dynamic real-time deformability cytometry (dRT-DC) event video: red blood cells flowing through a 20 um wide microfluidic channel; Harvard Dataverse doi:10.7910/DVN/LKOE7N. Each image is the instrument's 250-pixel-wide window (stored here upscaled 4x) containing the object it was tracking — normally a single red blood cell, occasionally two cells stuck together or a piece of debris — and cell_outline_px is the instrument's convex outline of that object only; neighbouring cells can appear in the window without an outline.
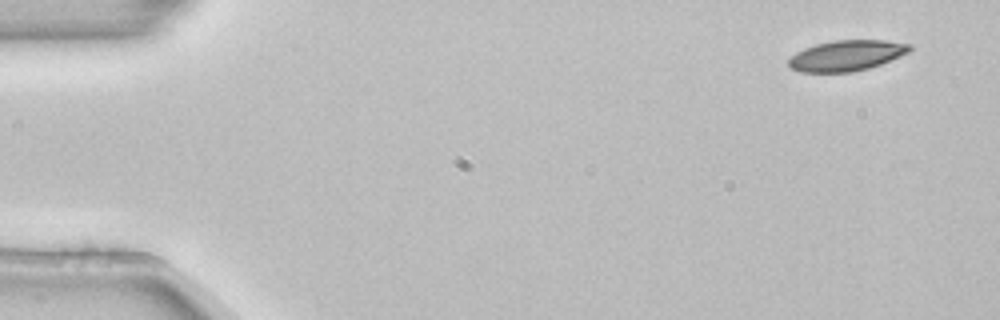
{"species": "common noctule bat (a hibernating species)", "species_latin": "Nyctalus noctula", "temperature_condition": "room temperature", "stored_images_in_passage": 6, "camera_frame_rate_fps": 3000, "um_per_image_px": 0.085, "animal": {"sex": "female", "body_mass_g": 22.7, "forearm_length_mm": 54.2}, "frame": {"image": 1, "passage_image": 1, "time_ms": 0.0, "image_size_px": [1000, 320], "cell_outline_px": [[912, 48], [908, 52], [900, 56], [880, 64], [868, 68], [852, 72], [800, 72], [792, 68], [788, 64], [788, 60], [796, 52], [804, 48], [816, 44], [836, 40], [884, 40], [912, 44]], "centroid_in_image_um": [71.96, 4.72], "position_along_channel_um": 13.0, "area_um2": 21.5}}
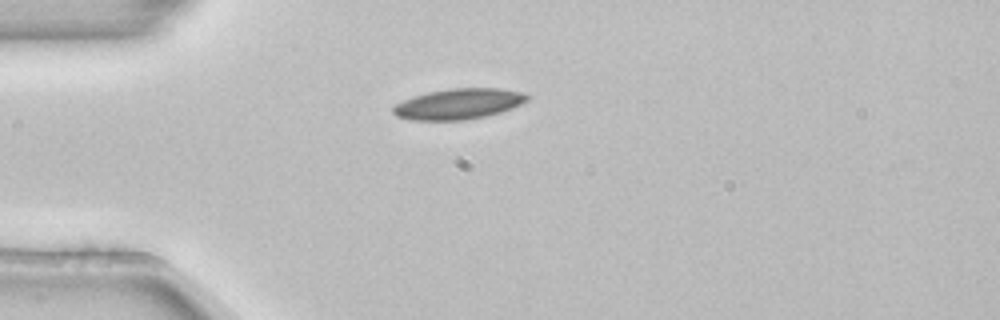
{"frame": {"image": 2, "passage_image": 4, "time_ms": 1.0, "image_size_px": [1000, 320], "cell_outline_px": [[528, 100], [512, 108], [500, 112], [484, 116], [464, 120], [408, 120], [396, 116], [392, 112], [392, 108], [396, 104], [404, 100], [428, 92], [448, 88], [500, 88], [520, 92], [528, 96]], "centroid_in_image_um": [38.95, 8.83], "position_along_channel_um": 46.1, "area_um2": 23.76}}